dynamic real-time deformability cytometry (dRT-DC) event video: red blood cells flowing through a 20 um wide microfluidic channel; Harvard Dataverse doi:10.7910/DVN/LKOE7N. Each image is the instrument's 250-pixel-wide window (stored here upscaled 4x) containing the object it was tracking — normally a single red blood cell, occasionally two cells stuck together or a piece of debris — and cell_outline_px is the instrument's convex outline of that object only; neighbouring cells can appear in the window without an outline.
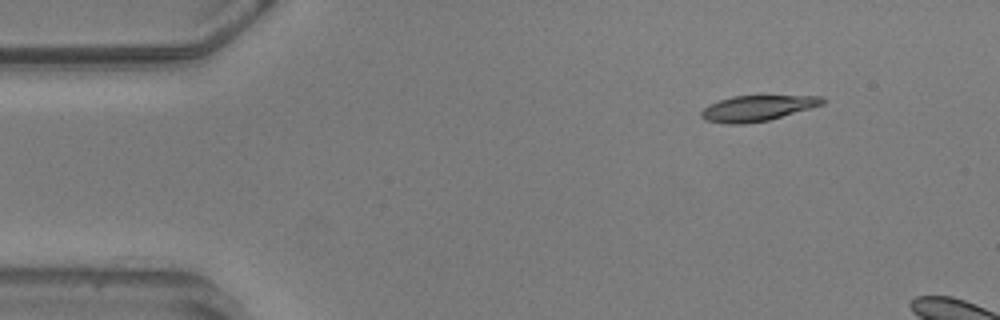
{"species": "common noctule bat (a hibernating species)", "species_latin": "Nyctalus noctula", "temperature_condition": "warm", "stored_images_in_passage": 4, "camera_frame_rate_fps": 3000, "um_per_image_px": 0.085, "animal": {"sex": "male", "body_mass_g": 20.5, "forearm_length_mm": 52.5}, "frame": {"image": 1, "passage_image": 1, "time_ms": 0.0, "image_size_px": [1000, 320], "cell_outline_px": [[824, 104], [768, 120], [744, 124], [728, 124], [704, 120], [700, 116], [700, 112], [708, 104], [732, 96], [824, 96]], "centroid_in_image_um": [64.32, 9.2], "position_along_channel_um": 20.7, "area_um2": 17.98}}